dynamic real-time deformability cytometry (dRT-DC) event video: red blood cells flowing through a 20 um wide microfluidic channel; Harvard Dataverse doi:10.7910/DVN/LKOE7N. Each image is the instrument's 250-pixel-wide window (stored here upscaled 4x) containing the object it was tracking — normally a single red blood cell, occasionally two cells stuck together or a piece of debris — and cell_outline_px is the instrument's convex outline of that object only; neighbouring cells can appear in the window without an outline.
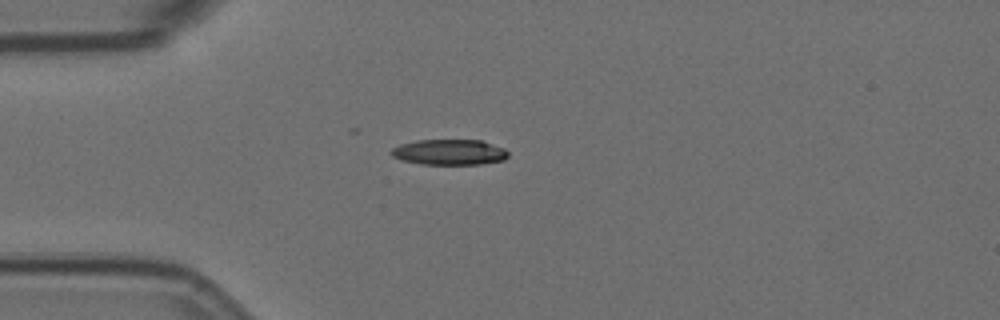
{"species": "Egyptian fruit bat (a non-hibernating species)", "species_latin": "Rousettus aegyptiacus", "temperature_condition": "room temperature", "stored_images_in_passage": 48, "camera_frame_rate_fps": 3000, "um_per_image_px": 0.085, "animal": {"sex": "female"}, "frame": {"image": 1, "passage_image": 15, "time_ms": 4.667, "image_size_px": [1000, 320], "cell_outline_px": [[508, 156], [504, 160], [480, 164], [420, 164], [400, 160], [392, 156], [388, 152], [392, 148], [400, 144], [416, 140], [480, 140], [504, 148], [508, 152]], "centroid_in_image_um": [38.15, 12.93], "position_along_channel_um": 46.8, "area_um2": 17.51}}
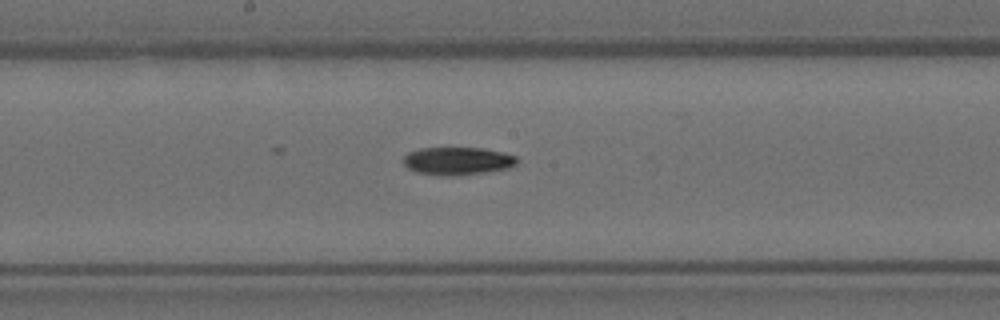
{"frame": {"image": 2, "passage_image": 30, "time_ms": 9.667, "image_size_px": [1000, 320], "cell_outline_px": [[516, 164], [508, 168], [488, 172], [448, 176], [440, 176], [416, 172], [408, 168], [404, 164], [404, 156], [408, 152], [420, 148], [484, 148], [504, 152], [516, 156]], "centroid_in_image_um": [38.88, 13.68], "position_along_channel_um": 209.3, "area_um2": 18.5}}
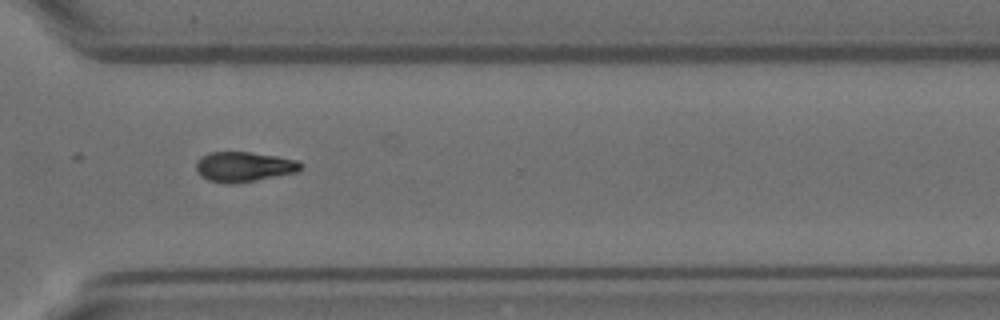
{"frame": {"image": 3, "passage_image": 42, "time_ms": 13.667, "image_size_px": [1000, 320], "cell_outline_px": [[304, 168], [300, 172], [256, 180], [232, 184], [228, 184], [208, 180], [200, 176], [196, 168], [196, 164], [200, 156], [208, 152], [252, 152], [276, 156], [296, 160]], "centroid_in_image_um": [20.73, 14.17], "position_along_channel_um": 349.9, "area_um2": 18.44}, "authors_computed_cell_mechanics": {"area_um2": 18.0914, "velocity_mm_per_s": 3.522, "shape_relaxation_time_tau1_ms": 8.8611, "shape_relaxation_time_tau2_ms": null, "deformation_change_tau1": 0.1966, "deformation_change_tau2": null}}